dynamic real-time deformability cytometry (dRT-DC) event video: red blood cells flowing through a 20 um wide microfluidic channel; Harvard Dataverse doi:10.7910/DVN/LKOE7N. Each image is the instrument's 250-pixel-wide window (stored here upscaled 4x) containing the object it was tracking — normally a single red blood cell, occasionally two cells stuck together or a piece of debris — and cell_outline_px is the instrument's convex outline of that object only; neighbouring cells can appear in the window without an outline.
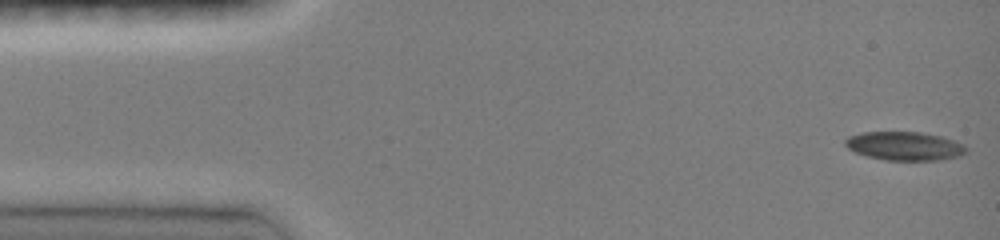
{"species": "common noctule bat (a hibernating species)", "species_latin": "Nyctalus noctula", "temperature_condition": "room temperature", "stored_images_in_passage": 46, "camera_frame_rate_fps": 3000, "um_per_image_px": 0.085, "animal": {"sex": "female", "body_mass_g": 19.0, "forearm_length_mm": 51.5}, "frame": {"image": 1, "passage_image": 1, "time_ms": 0.0, "image_size_px": [1000, 240], "cell_outline_px": [[968, 152], [960, 156], [940, 160], [884, 160], [868, 156], [856, 152], [848, 148], [844, 144], [844, 140], [848, 136], [864, 132], [920, 132], [940, 136], [964, 144], [968, 148]], "centroid_in_image_um": [76.91, 12.41], "position_along_channel_um": 8.1, "area_um2": 20.23}}
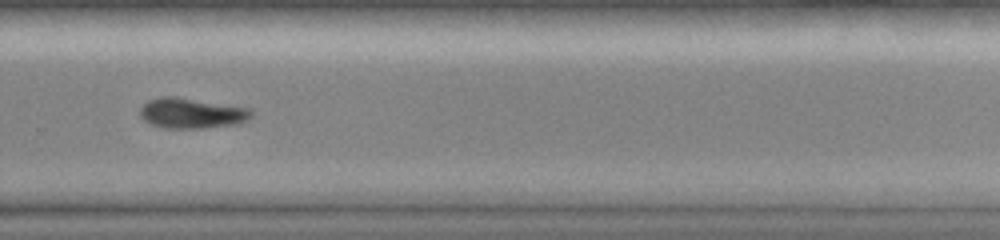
{"frame": {"image": 2, "passage_image": 32, "time_ms": 10.333, "image_size_px": [1000, 240], "cell_outline_px": [[252, 116], [248, 120], [240, 124], [200, 128], [168, 128], [152, 124], [144, 120], [140, 116], [140, 108], [148, 100], [160, 96], [176, 96], [252, 108]], "centroid_in_image_um": [16.33, 9.61], "position_along_channel_um": 313.5, "area_um2": 19.88}}
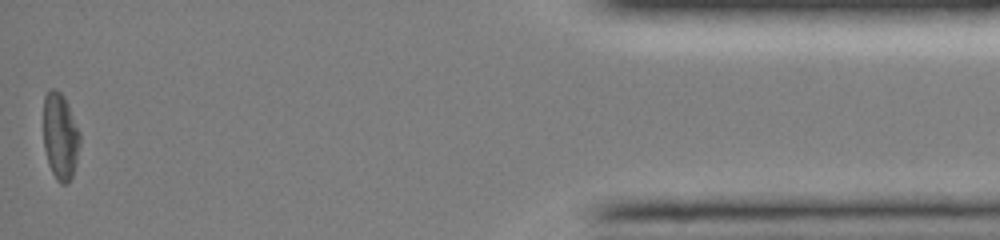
{"frame": {"image": 3, "passage_image": 46, "time_ms": 15.0, "image_size_px": [1000, 240], "cell_outline_px": [[80, 144], [76, 164], [72, 176], [64, 184], [60, 184], [56, 180], [48, 164], [44, 148], [44, 96], [48, 88], [56, 88], [64, 96], [68, 104], [80, 132]], "centroid_in_image_um": [5.12, 11.56], "position_along_channel_um": 430.1, "area_um2": 18.61}}